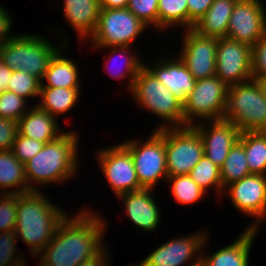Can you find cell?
<instances>
[{
	"label": "cell",
	"instance_id": "obj_40",
	"mask_svg": "<svg viewBox=\"0 0 266 266\" xmlns=\"http://www.w3.org/2000/svg\"><path fill=\"white\" fill-rule=\"evenodd\" d=\"M17 133L16 121L0 117V150H11Z\"/></svg>",
	"mask_w": 266,
	"mask_h": 266
},
{
	"label": "cell",
	"instance_id": "obj_37",
	"mask_svg": "<svg viewBox=\"0 0 266 266\" xmlns=\"http://www.w3.org/2000/svg\"><path fill=\"white\" fill-rule=\"evenodd\" d=\"M45 143L19 135L17 133L11 151L14 156L22 163H27L44 147Z\"/></svg>",
	"mask_w": 266,
	"mask_h": 266
},
{
	"label": "cell",
	"instance_id": "obj_17",
	"mask_svg": "<svg viewBox=\"0 0 266 266\" xmlns=\"http://www.w3.org/2000/svg\"><path fill=\"white\" fill-rule=\"evenodd\" d=\"M193 127L203 141L204 155L221 168L229 151L239 140L241 131L225 119L203 121Z\"/></svg>",
	"mask_w": 266,
	"mask_h": 266
},
{
	"label": "cell",
	"instance_id": "obj_42",
	"mask_svg": "<svg viewBox=\"0 0 266 266\" xmlns=\"http://www.w3.org/2000/svg\"><path fill=\"white\" fill-rule=\"evenodd\" d=\"M9 13L8 10L0 5V44L15 36L10 34L13 18Z\"/></svg>",
	"mask_w": 266,
	"mask_h": 266
},
{
	"label": "cell",
	"instance_id": "obj_21",
	"mask_svg": "<svg viewBox=\"0 0 266 266\" xmlns=\"http://www.w3.org/2000/svg\"><path fill=\"white\" fill-rule=\"evenodd\" d=\"M58 122L57 118L34 104L17 122V130L19 135L46 144L64 133L59 129Z\"/></svg>",
	"mask_w": 266,
	"mask_h": 266
},
{
	"label": "cell",
	"instance_id": "obj_48",
	"mask_svg": "<svg viewBox=\"0 0 266 266\" xmlns=\"http://www.w3.org/2000/svg\"><path fill=\"white\" fill-rule=\"evenodd\" d=\"M188 266H205V263L202 259H199L197 262L190 264Z\"/></svg>",
	"mask_w": 266,
	"mask_h": 266
},
{
	"label": "cell",
	"instance_id": "obj_16",
	"mask_svg": "<svg viewBox=\"0 0 266 266\" xmlns=\"http://www.w3.org/2000/svg\"><path fill=\"white\" fill-rule=\"evenodd\" d=\"M262 0H237L226 37L252 47L266 33V10Z\"/></svg>",
	"mask_w": 266,
	"mask_h": 266
},
{
	"label": "cell",
	"instance_id": "obj_13",
	"mask_svg": "<svg viewBox=\"0 0 266 266\" xmlns=\"http://www.w3.org/2000/svg\"><path fill=\"white\" fill-rule=\"evenodd\" d=\"M182 46L178 57L184 62L195 80L216 74V51L218 38L204 36L193 28L184 29Z\"/></svg>",
	"mask_w": 266,
	"mask_h": 266
},
{
	"label": "cell",
	"instance_id": "obj_28",
	"mask_svg": "<svg viewBox=\"0 0 266 266\" xmlns=\"http://www.w3.org/2000/svg\"><path fill=\"white\" fill-rule=\"evenodd\" d=\"M238 141L244 146L250 173L266 175V131L241 132Z\"/></svg>",
	"mask_w": 266,
	"mask_h": 266
},
{
	"label": "cell",
	"instance_id": "obj_43",
	"mask_svg": "<svg viewBox=\"0 0 266 266\" xmlns=\"http://www.w3.org/2000/svg\"><path fill=\"white\" fill-rule=\"evenodd\" d=\"M107 246H105L97 255L89 260L83 261L77 266H110L109 251L107 253Z\"/></svg>",
	"mask_w": 266,
	"mask_h": 266
},
{
	"label": "cell",
	"instance_id": "obj_19",
	"mask_svg": "<svg viewBox=\"0 0 266 266\" xmlns=\"http://www.w3.org/2000/svg\"><path fill=\"white\" fill-rule=\"evenodd\" d=\"M159 58L152 67L150 64L144 66L183 102L194 88L196 80L179 57L175 56L172 60L169 57Z\"/></svg>",
	"mask_w": 266,
	"mask_h": 266
},
{
	"label": "cell",
	"instance_id": "obj_11",
	"mask_svg": "<svg viewBox=\"0 0 266 266\" xmlns=\"http://www.w3.org/2000/svg\"><path fill=\"white\" fill-rule=\"evenodd\" d=\"M223 194L237 211L255 218L247 229H261L266 218V175L251 173L224 187Z\"/></svg>",
	"mask_w": 266,
	"mask_h": 266
},
{
	"label": "cell",
	"instance_id": "obj_36",
	"mask_svg": "<svg viewBox=\"0 0 266 266\" xmlns=\"http://www.w3.org/2000/svg\"><path fill=\"white\" fill-rule=\"evenodd\" d=\"M17 194L0 193V232L15 231Z\"/></svg>",
	"mask_w": 266,
	"mask_h": 266
},
{
	"label": "cell",
	"instance_id": "obj_35",
	"mask_svg": "<svg viewBox=\"0 0 266 266\" xmlns=\"http://www.w3.org/2000/svg\"><path fill=\"white\" fill-rule=\"evenodd\" d=\"M127 8L147 26L153 27L151 29L158 31V0H129Z\"/></svg>",
	"mask_w": 266,
	"mask_h": 266
},
{
	"label": "cell",
	"instance_id": "obj_18",
	"mask_svg": "<svg viewBox=\"0 0 266 266\" xmlns=\"http://www.w3.org/2000/svg\"><path fill=\"white\" fill-rule=\"evenodd\" d=\"M153 189L142 188L117 196L124 204L129 220L140 231L153 232L161 224V209L156 203ZM142 229V230H141Z\"/></svg>",
	"mask_w": 266,
	"mask_h": 266
},
{
	"label": "cell",
	"instance_id": "obj_5",
	"mask_svg": "<svg viewBox=\"0 0 266 266\" xmlns=\"http://www.w3.org/2000/svg\"><path fill=\"white\" fill-rule=\"evenodd\" d=\"M138 106L163 120L157 129L184 126L183 102L172 94L145 66L130 91Z\"/></svg>",
	"mask_w": 266,
	"mask_h": 266
},
{
	"label": "cell",
	"instance_id": "obj_45",
	"mask_svg": "<svg viewBox=\"0 0 266 266\" xmlns=\"http://www.w3.org/2000/svg\"><path fill=\"white\" fill-rule=\"evenodd\" d=\"M100 8L124 9L127 8L129 0H98Z\"/></svg>",
	"mask_w": 266,
	"mask_h": 266
},
{
	"label": "cell",
	"instance_id": "obj_41",
	"mask_svg": "<svg viewBox=\"0 0 266 266\" xmlns=\"http://www.w3.org/2000/svg\"><path fill=\"white\" fill-rule=\"evenodd\" d=\"M214 0H187L189 29L207 12Z\"/></svg>",
	"mask_w": 266,
	"mask_h": 266
},
{
	"label": "cell",
	"instance_id": "obj_3",
	"mask_svg": "<svg viewBox=\"0 0 266 266\" xmlns=\"http://www.w3.org/2000/svg\"><path fill=\"white\" fill-rule=\"evenodd\" d=\"M78 135L79 133L72 130L64 132L57 139L47 142L40 152L24 164L31 191H40L38 185L35 187L34 184H58L76 176L79 169Z\"/></svg>",
	"mask_w": 266,
	"mask_h": 266
},
{
	"label": "cell",
	"instance_id": "obj_44",
	"mask_svg": "<svg viewBox=\"0 0 266 266\" xmlns=\"http://www.w3.org/2000/svg\"><path fill=\"white\" fill-rule=\"evenodd\" d=\"M13 70L0 60V93L8 90Z\"/></svg>",
	"mask_w": 266,
	"mask_h": 266
},
{
	"label": "cell",
	"instance_id": "obj_9",
	"mask_svg": "<svg viewBox=\"0 0 266 266\" xmlns=\"http://www.w3.org/2000/svg\"><path fill=\"white\" fill-rule=\"evenodd\" d=\"M149 28L128 8H100L95 32L87 40L94 47L132 46L137 37Z\"/></svg>",
	"mask_w": 266,
	"mask_h": 266
},
{
	"label": "cell",
	"instance_id": "obj_8",
	"mask_svg": "<svg viewBox=\"0 0 266 266\" xmlns=\"http://www.w3.org/2000/svg\"><path fill=\"white\" fill-rule=\"evenodd\" d=\"M228 88L216 75L196 80L194 88L183 101L184 126L223 119Z\"/></svg>",
	"mask_w": 266,
	"mask_h": 266
},
{
	"label": "cell",
	"instance_id": "obj_12",
	"mask_svg": "<svg viewBox=\"0 0 266 266\" xmlns=\"http://www.w3.org/2000/svg\"><path fill=\"white\" fill-rule=\"evenodd\" d=\"M96 156L99 168L116 197L143 188L138 181L131 153L121 143L99 150Z\"/></svg>",
	"mask_w": 266,
	"mask_h": 266
},
{
	"label": "cell",
	"instance_id": "obj_6",
	"mask_svg": "<svg viewBox=\"0 0 266 266\" xmlns=\"http://www.w3.org/2000/svg\"><path fill=\"white\" fill-rule=\"evenodd\" d=\"M225 120L241 132L266 131V100L258 80L229 86Z\"/></svg>",
	"mask_w": 266,
	"mask_h": 266
},
{
	"label": "cell",
	"instance_id": "obj_29",
	"mask_svg": "<svg viewBox=\"0 0 266 266\" xmlns=\"http://www.w3.org/2000/svg\"><path fill=\"white\" fill-rule=\"evenodd\" d=\"M173 26L189 29L187 0H158V32Z\"/></svg>",
	"mask_w": 266,
	"mask_h": 266
},
{
	"label": "cell",
	"instance_id": "obj_15",
	"mask_svg": "<svg viewBox=\"0 0 266 266\" xmlns=\"http://www.w3.org/2000/svg\"><path fill=\"white\" fill-rule=\"evenodd\" d=\"M215 75L228 87L253 79L251 47L227 37L218 39Z\"/></svg>",
	"mask_w": 266,
	"mask_h": 266
},
{
	"label": "cell",
	"instance_id": "obj_30",
	"mask_svg": "<svg viewBox=\"0 0 266 266\" xmlns=\"http://www.w3.org/2000/svg\"><path fill=\"white\" fill-rule=\"evenodd\" d=\"M220 171L223 189L230 183L251 174L247 164L244 146L239 141L229 151Z\"/></svg>",
	"mask_w": 266,
	"mask_h": 266
},
{
	"label": "cell",
	"instance_id": "obj_4",
	"mask_svg": "<svg viewBox=\"0 0 266 266\" xmlns=\"http://www.w3.org/2000/svg\"><path fill=\"white\" fill-rule=\"evenodd\" d=\"M61 40L63 43L56 46L42 35L15 34L0 44V60L10 69L27 72L42 82L50 60L64 44H68L65 35Z\"/></svg>",
	"mask_w": 266,
	"mask_h": 266
},
{
	"label": "cell",
	"instance_id": "obj_33",
	"mask_svg": "<svg viewBox=\"0 0 266 266\" xmlns=\"http://www.w3.org/2000/svg\"><path fill=\"white\" fill-rule=\"evenodd\" d=\"M41 81L24 71L13 70L8 90L25 99L39 97Z\"/></svg>",
	"mask_w": 266,
	"mask_h": 266
},
{
	"label": "cell",
	"instance_id": "obj_24",
	"mask_svg": "<svg viewBox=\"0 0 266 266\" xmlns=\"http://www.w3.org/2000/svg\"><path fill=\"white\" fill-rule=\"evenodd\" d=\"M237 0H214L207 12L194 24L193 29L201 35L226 37L230 17Z\"/></svg>",
	"mask_w": 266,
	"mask_h": 266
},
{
	"label": "cell",
	"instance_id": "obj_31",
	"mask_svg": "<svg viewBox=\"0 0 266 266\" xmlns=\"http://www.w3.org/2000/svg\"><path fill=\"white\" fill-rule=\"evenodd\" d=\"M189 176L205 193L212 187L216 195L224 197L220 168L205 155L190 171Z\"/></svg>",
	"mask_w": 266,
	"mask_h": 266
},
{
	"label": "cell",
	"instance_id": "obj_14",
	"mask_svg": "<svg viewBox=\"0 0 266 266\" xmlns=\"http://www.w3.org/2000/svg\"><path fill=\"white\" fill-rule=\"evenodd\" d=\"M208 234L207 230H200L185 237H176V239L174 237L154 249L136 266H184L186 264L188 266L193 264L201 259L202 246Z\"/></svg>",
	"mask_w": 266,
	"mask_h": 266
},
{
	"label": "cell",
	"instance_id": "obj_23",
	"mask_svg": "<svg viewBox=\"0 0 266 266\" xmlns=\"http://www.w3.org/2000/svg\"><path fill=\"white\" fill-rule=\"evenodd\" d=\"M67 47L64 44L50 60L41 87L81 88L77 61L63 55Z\"/></svg>",
	"mask_w": 266,
	"mask_h": 266
},
{
	"label": "cell",
	"instance_id": "obj_20",
	"mask_svg": "<svg viewBox=\"0 0 266 266\" xmlns=\"http://www.w3.org/2000/svg\"><path fill=\"white\" fill-rule=\"evenodd\" d=\"M258 231L246 228L232 244L221 247L209 255L204 253L205 243L209 239V235H207L201 252V259L204 261L205 266H249L250 250Z\"/></svg>",
	"mask_w": 266,
	"mask_h": 266
},
{
	"label": "cell",
	"instance_id": "obj_22",
	"mask_svg": "<svg viewBox=\"0 0 266 266\" xmlns=\"http://www.w3.org/2000/svg\"><path fill=\"white\" fill-rule=\"evenodd\" d=\"M65 20L76 31L79 40H88L95 32L100 6L98 0H63Z\"/></svg>",
	"mask_w": 266,
	"mask_h": 266
},
{
	"label": "cell",
	"instance_id": "obj_46",
	"mask_svg": "<svg viewBox=\"0 0 266 266\" xmlns=\"http://www.w3.org/2000/svg\"><path fill=\"white\" fill-rule=\"evenodd\" d=\"M266 100V79L258 80Z\"/></svg>",
	"mask_w": 266,
	"mask_h": 266
},
{
	"label": "cell",
	"instance_id": "obj_34",
	"mask_svg": "<svg viewBox=\"0 0 266 266\" xmlns=\"http://www.w3.org/2000/svg\"><path fill=\"white\" fill-rule=\"evenodd\" d=\"M27 99L9 90L0 93V117L18 122L29 110Z\"/></svg>",
	"mask_w": 266,
	"mask_h": 266
},
{
	"label": "cell",
	"instance_id": "obj_2",
	"mask_svg": "<svg viewBox=\"0 0 266 266\" xmlns=\"http://www.w3.org/2000/svg\"><path fill=\"white\" fill-rule=\"evenodd\" d=\"M41 192L17 194L15 233L30 248L34 258L51 241L59 223L67 215Z\"/></svg>",
	"mask_w": 266,
	"mask_h": 266
},
{
	"label": "cell",
	"instance_id": "obj_1",
	"mask_svg": "<svg viewBox=\"0 0 266 266\" xmlns=\"http://www.w3.org/2000/svg\"><path fill=\"white\" fill-rule=\"evenodd\" d=\"M86 206L73 216L66 215L54 237L36 256L38 266H77L97 255L104 247L106 218ZM41 257V258H40Z\"/></svg>",
	"mask_w": 266,
	"mask_h": 266
},
{
	"label": "cell",
	"instance_id": "obj_32",
	"mask_svg": "<svg viewBox=\"0 0 266 266\" xmlns=\"http://www.w3.org/2000/svg\"><path fill=\"white\" fill-rule=\"evenodd\" d=\"M171 196L181 205H192L205 197V192L192 180L189 175L168 176Z\"/></svg>",
	"mask_w": 266,
	"mask_h": 266
},
{
	"label": "cell",
	"instance_id": "obj_39",
	"mask_svg": "<svg viewBox=\"0 0 266 266\" xmlns=\"http://www.w3.org/2000/svg\"><path fill=\"white\" fill-rule=\"evenodd\" d=\"M251 71L253 79H266V33L251 47Z\"/></svg>",
	"mask_w": 266,
	"mask_h": 266
},
{
	"label": "cell",
	"instance_id": "obj_10",
	"mask_svg": "<svg viewBox=\"0 0 266 266\" xmlns=\"http://www.w3.org/2000/svg\"><path fill=\"white\" fill-rule=\"evenodd\" d=\"M168 176L189 175L204 155L203 141L193 126L165 128Z\"/></svg>",
	"mask_w": 266,
	"mask_h": 266
},
{
	"label": "cell",
	"instance_id": "obj_38",
	"mask_svg": "<svg viewBox=\"0 0 266 266\" xmlns=\"http://www.w3.org/2000/svg\"><path fill=\"white\" fill-rule=\"evenodd\" d=\"M17 239L15 231L0 232V266H8L24 258V255L16 254Z\"/></svg>",
	"mask_w": 266,
	"mask_h": 266
},
{
	"label": "cell",
	"instance_id": "obj_26",
	"mask_svg": "<svg viewBox=\"0 0 266 266\" xmlns=\"http://www.w3.org/2000/svg\"><path fill=\"white\" fill-rule=\"evenodd\" d=\"M95 48H96L95 50H101L102 48L104 50L105 49L109 50V48L111 49V51L109 53L111 56H109L108 54L103 56L105 59H106V57L108 59V60L106 59L105 60L106 63L104 62V64H103V65H105L104 67H106L105 71H111V70H109L111 68H113V70H114V67H112V65L109 62L113 61L114 64L115 63L117 64V62H119V60L120 61L122 60L123 65L122 64L121 65L123 66V68L121 66H119L121 68V70L119 69L116 71L109 72V75L112 78L114 77V78L121 79V80L125 79V77L126 78L128 77L129 79H128L127 87L129 89L128 92L130 93V91L133 88L134 80H135L136 76L138 75V72L144 67L145 63L143 62V59L141 60L137 56V54L135 55V53H133L134 50H131V51L129 50V49H131V46H110V47H95ZM108 64H110V65H108Z\"/></svg>",
	"mask_w": 266,
	"mask_h": 266
},
{
	"label": "cell",
	"instance_id": "obj_47",
	"mask_svg": "<svg viewBox=\"0 0 266 266\" xmlns=\"http://www.w3.org/2000/svg\"><path fill=\"white\" fill-rule=\"evenodd\" d=\"M24 261V262H23ZM25 258L23 259H20L19 261H17V262H15V263H13V264H10V265H8V266H26L25 265Z\"/></svg>",
	"mask_w": 266,
	"mask_h": 266
},
{
	"label": "cell",
	"instance_id": "obj_25",
	"mask_svg": "<svg viewBox=\"0 0 266 266\" xmlns=\"http://www.w3.org/2000/svg\"><path fill=\"white\" fill-rule=\"evenodd\" d=\"M0 189L1 194H22L31 191L27 183L25 165L11 150H0Z\"/></svg>",
	"mask_w": 266,
	"mask_h": 266
},
{
	"label": "cell",
	"instance_id": "obj_27",
	"mask_svg": "<svg viewBox=\"0 0 266 266\" xmlns=\"http://www.w3.org/2000/svg\"><path fill=\"white\" fill-rule=\"evenodd\" d=\"M80 92V88L40 87V100L37 105L58 118V115H65L73 109L80 98Z\"/></svg>",
	"mask_w": 266,
	"mask_h": 266
},
{
	"label": "cell",
	"instance_id": "obj_7",
	"mask_svg": "<svg viewBox=\"0 0 266 266\" xmlns=\"http://www.w3.org/2000/svg\"><path fill=\"white\" fill-rule=\"evenodd\" d=\"M128 139L121 144L131 153L137 178L143 188L154 189L160 180L167 181L165 128L154 130L144 142Z\"/></svg>",
	"mask_w": 266,
	"mask_h": 266
}]
</instances>
